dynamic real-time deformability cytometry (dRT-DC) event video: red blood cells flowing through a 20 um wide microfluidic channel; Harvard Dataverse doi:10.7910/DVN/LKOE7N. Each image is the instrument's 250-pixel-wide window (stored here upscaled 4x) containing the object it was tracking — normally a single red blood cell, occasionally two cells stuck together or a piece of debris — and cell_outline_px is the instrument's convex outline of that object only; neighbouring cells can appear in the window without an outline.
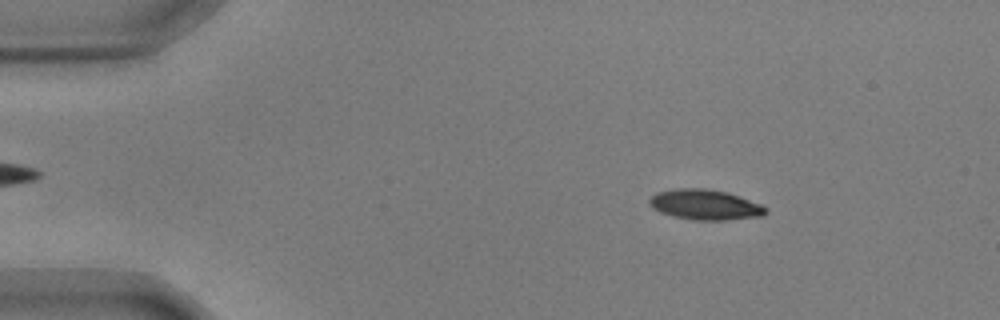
{"species": "common noctule bat (a hibernating species)", "species_latin": "Nyctalus noctula", "temperature_condition": "warm", "stored_images_in_passage": 54, "camera_frame_rate_fps": 3000, "um_per_image_px": 0.085, "animal": {"sex": "male", "body_mass_g": 17.9, "forearm_length_mm": 54.2}, "frame": {"image": 1, "passage_image": 8, "time_ms": 2.333, "image_size_px": [1000, 320], "cell_outline_px": [[768, 212], [764, 216], [728, 220], [692, 220], [672, 216], [660, 212], [652, 208], [648, 204], [648, 200], [656, 192], [676, 188], [704, 188], [728, 192], [760, 204], [768, 208]], "centroid_in_image_um": [59.92, 17.4], "position_along_channel_um": 25.1, "area_um2": 20.81}}
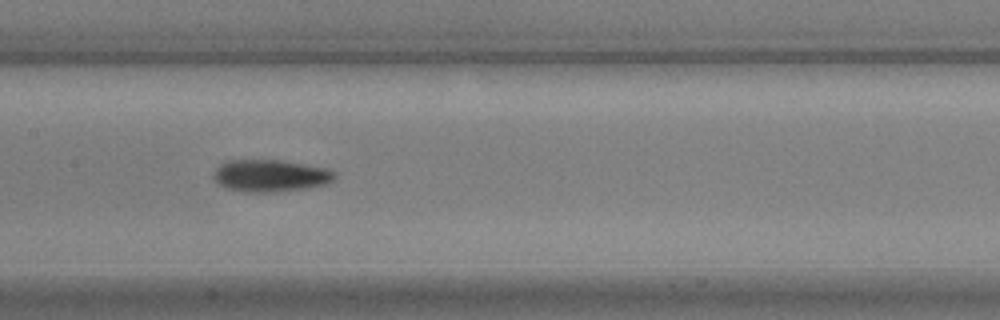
{"frame": {"image": 2, "passage_image": 27, "time_ms": 8.667, "image_size_px": [1000, 320], "cell_outline_px": [[336, 176], [328, 184], [308, 188], [272, 192], [240, 192], [224, 188], [212, 176], [212, 172], [224, 160], [280, 160], [328, 168], [336, 172]], "centroid_in_image_um": [22.97, 14.93], "position_along_channel_um": 184.4, "area_um2": 23.0}}
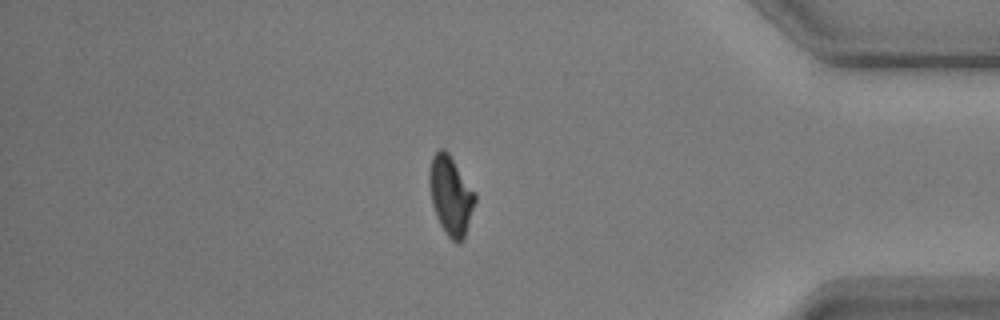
{"frame": {"image": 3, "passage_image": 47, "time_ms": 15.333, "image_size_px": [1000, 320], "cell_outline_px": [[476, 200], [464, 240], [460, 244], [456, 244], [444, 232], [436, 216], [432, 204], [428, 184], [428, 172], [432, 156], [440, 148], [444, 148], [448, 152], [476, 192]], "centroid_in_image_um": [38.31, 16.63], "position_along_channel_um": 396.9, "area_um2": 21.44}, "authors_computed_cell_mechanics": {"area_um2": 21.0681, "velocity_mm_per_s": 3.637, "shape_relaxation_time_tau1_ms": 5.4227, "shape_relaxation_time_tau2_ms": 8.9527, "deformation_change_tau1": 0.1646, "deformation_change_tau2": 0.1432}}